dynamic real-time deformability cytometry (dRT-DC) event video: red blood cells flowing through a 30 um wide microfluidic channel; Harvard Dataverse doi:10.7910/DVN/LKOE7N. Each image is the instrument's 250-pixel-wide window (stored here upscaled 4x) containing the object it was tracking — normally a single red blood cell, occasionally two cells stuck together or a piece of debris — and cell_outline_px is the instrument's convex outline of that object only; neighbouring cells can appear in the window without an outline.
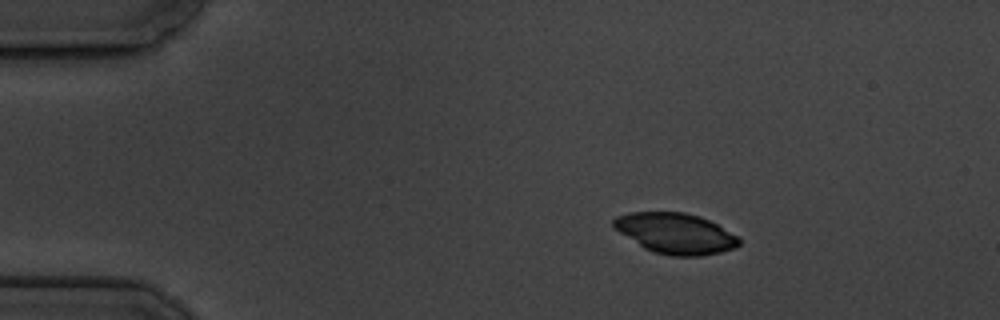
{"species": "common noctule bat (a hibernating species)", "species_latin": "Nyctalus noctula", "temperature_condition": "cold", "stored_images_in_passage": 3, "camera_frame_rate_fps": 3000, "um_per_image_px": 0.085, "animal": {"sex": "male", "body_mass_g": 19.5, "forearm_length_mm": 54.6}, "frame": {"image": 1, "passage_image": 1, "time_ms": 0.0, "image_size_px": [1000, 320], "cell_outline_px": [[740, 244], [736, 248], [720, 252], [700, 256], [672, 256], [656, 252], [644, 248], [612, 228], [612, 220], [616, 216], [628, 212], [684, 212], [700, 216], [740, 236]], "centroid_in_image_um": [57.41, 19.83], "position_along_channel_um": 27.6, "area_um2": 29.88}}